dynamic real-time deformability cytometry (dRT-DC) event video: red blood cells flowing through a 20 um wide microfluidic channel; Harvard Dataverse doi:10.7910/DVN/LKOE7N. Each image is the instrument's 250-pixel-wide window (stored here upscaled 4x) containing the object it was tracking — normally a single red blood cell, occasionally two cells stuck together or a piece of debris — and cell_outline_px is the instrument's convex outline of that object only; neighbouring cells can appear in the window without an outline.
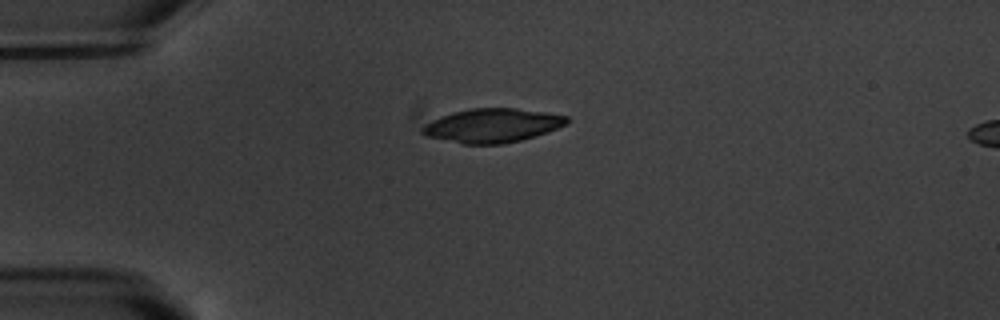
{"species": "common noctule bat (a hibernating species)", "species_latin": "Nyctalus noctula", "temperature_condition": "warm", "stored_images_in_passage": 2, "camera_frame_rate_fps": 3000, "um_per_image_px": 0.085, "animal": {"sex": "male", "body_mass_g": 20.1, "forearm_length_mm": 53.5}, "frame": {"image": 1, "passage_image": 1, "time_ms": 0.0, "image_size_px": [1000, 320], "cell_outline_px": [[568, 120], [564, 124], [548, 132], [520, 140], [504, 144], [464, 144], [424, 136], [420, 132], [420, 128], [424, 124], [440, 116], [452, 112], [472, 108], [516, 108], [544, 112], [568, 116]], "centroid_in_image_um": [41.78, 10.67], "position_along_channel_um": 43.2, "area_um2": 28.55}}